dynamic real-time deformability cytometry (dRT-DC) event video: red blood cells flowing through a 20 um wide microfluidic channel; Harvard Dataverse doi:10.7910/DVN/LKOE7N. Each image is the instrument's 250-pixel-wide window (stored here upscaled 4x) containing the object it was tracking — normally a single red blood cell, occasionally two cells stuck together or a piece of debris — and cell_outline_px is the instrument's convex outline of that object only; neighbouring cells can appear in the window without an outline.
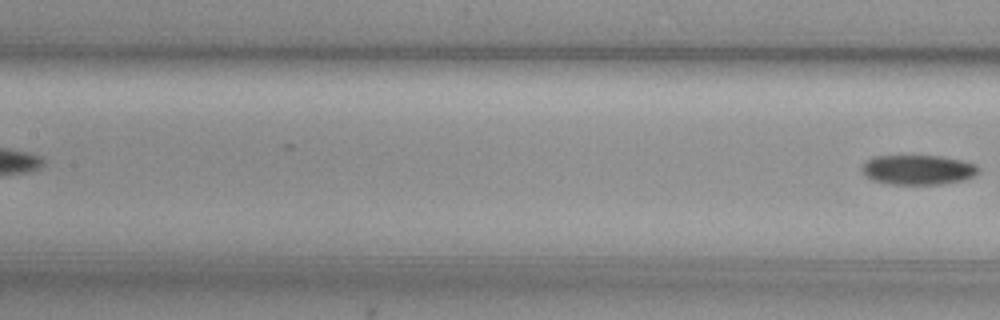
{"species": "common noctule bat (a hibernating species)", "species_latin": "Nyctalus noctula", "temperature_condition": "cold", "stored_images_in_passage": 5, "camera_frame_rate_fps": 3000, "um_per_image_px": 0.085, "animal": {"sex": "female", "body_mass_g": 29.2, "forearm_length_mm": 56.3}, "frame": {"image": 1, "passage_image": 5, "time_ms": 1.333, "image_size_px": [1000, 320], "cell_outline_px": [[980, 172], [964, 180], [940, 184], [888, 184], [872, 180], [864, 176], [860, 168], [868, 160], [876, 156], [940, 156], [960, 160], [976, 164], [980, 168]], "centroid_in_image_um": [78.02, 14.44], "position_along_channel_um": 129.4, "area_um2": 20.23}}